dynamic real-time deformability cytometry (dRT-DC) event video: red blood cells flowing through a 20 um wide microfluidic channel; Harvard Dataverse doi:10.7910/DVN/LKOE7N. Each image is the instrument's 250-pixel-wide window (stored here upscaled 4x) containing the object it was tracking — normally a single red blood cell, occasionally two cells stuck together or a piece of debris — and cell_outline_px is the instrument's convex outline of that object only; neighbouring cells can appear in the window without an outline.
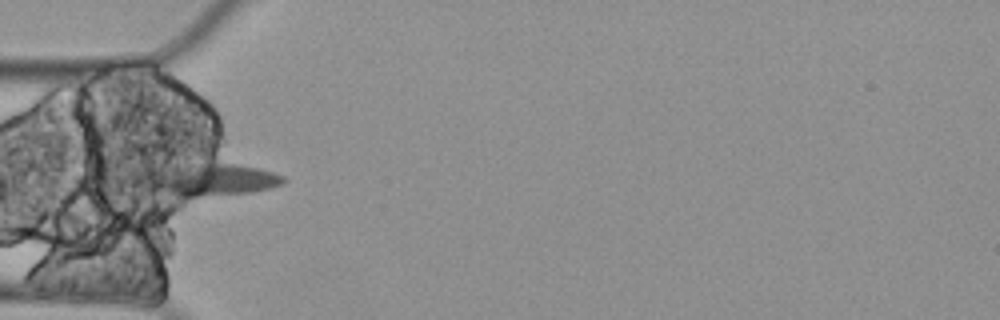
{"species": "Egyptian fruit bat (a non-hibernating species)", "species_latin": "Rousettus aegyptiacus", "temperature_condition": "cold", "stored_images_in_passage": 7, "camera_frame_rate_fps": 3000, "um_per_image_px": 0.085, "animal": {"sex": "female"}, "frame": {"image": 1, "passage_image": 5, "time_ms": 1.333, "image_size_px": [1000, 320], "cell_outline_px": [[288, 180], [280, 184], [268, 188], [252, 192], [196, 196], [180, 196], [156, 188], [148, 184], [144, 180], [140, 172], [140, 168], [200, 164], [236, 164], [256, 168], [272, 172], [284, 176]], "centroid_in_image_um": [17.86, 15.23], "position_along_channel_um": 67.1, "area_um2": 25.66}}
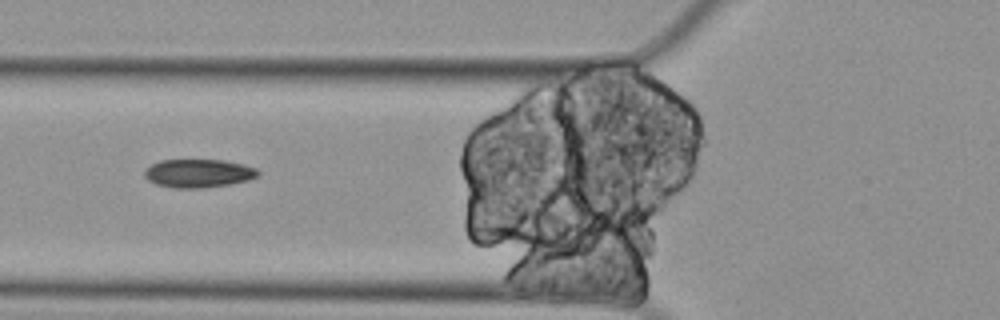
{"frame": {"image": 2, "passage_image": 6, "time_ms": 1.667, "image_size_px": [1000, 320], "cell_outline_px": [[260, 176], [248, 180], [228, 184], [200, 188], [176, 188], [156, 184], [148, 180], [144, 176], [144, 168], [160, 160], [224, 160], [244, 164], [256, 168], [260, 172]], "centroid_in_image_um": [16.87, 14.72], "position_along_channel_um": 108.9, "area_um2": 18.84}}
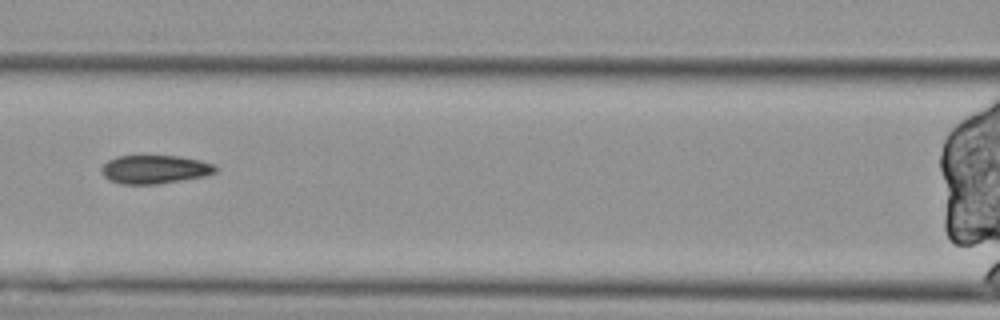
{"frame": {"image": 3, "passage_image": 7, "time_ms": 2.0, "image_size_px": [1000, 320], "cell_outline_px": [[216, 172], [204, 176], [156, 184], [120, 184], [108, 180], [100, 172], [100, 168], [108, 160], [116, 156], [180, 156], [200, 160], [216, 164]], "centroid_in_image_um": [13.12, 14.39], "position_along_channel_um": 153.5, "area_um2": 19.02}}